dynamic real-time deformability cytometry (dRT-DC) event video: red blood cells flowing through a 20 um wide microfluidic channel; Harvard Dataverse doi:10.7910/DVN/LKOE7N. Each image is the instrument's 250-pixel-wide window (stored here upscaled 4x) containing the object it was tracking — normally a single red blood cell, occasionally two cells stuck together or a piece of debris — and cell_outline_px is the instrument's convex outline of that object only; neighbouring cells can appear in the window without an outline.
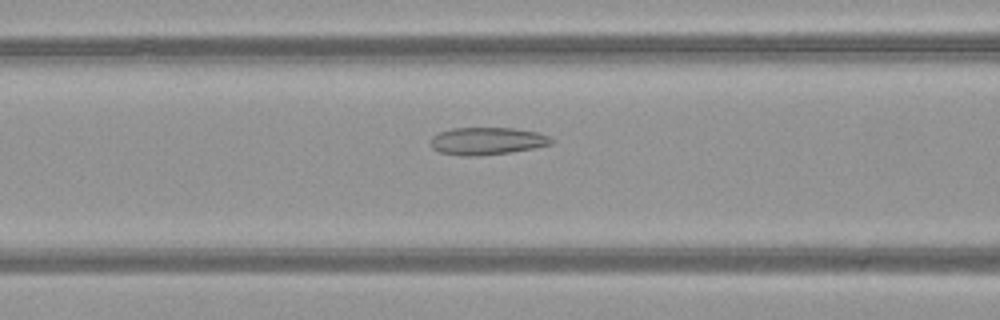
{"species": "common noctule bat (a hibernating species)", "species_latin": "Nyctalus noctula", "temperature_condition": "warm", "stored_images_in_passage": 36, "camera_frame_rate_fps": 3000, "um_per_image_px": 0.085, "animal": {"sex": "female", "body_mass_g": 21.9}, "frame": {"image": 1, "passage_image": 6, "time_ms": 1.667, "image_size_px": [1000, 320], "cell_outline_px": [[552, 144], [536, 148], [480, 156], [464, 156], [440, 152], [432, 148], [432, 136], [440, 132], [452, 128], [512, 128], [536, 132], [548, 136], [552, 140]], "centroid_in_image_um": [41.4, 11.99], "position_along_channel_um": 125.2, "area_um2": 19.13}}
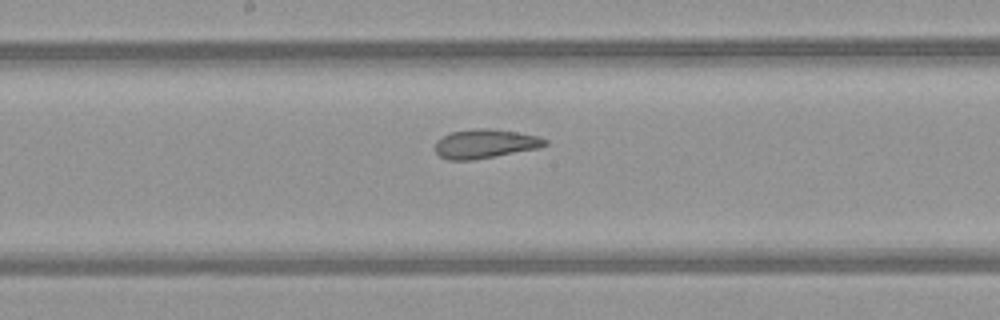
{"frame": {"image": 2, "passage_image": 12, "time_ms": 3.667, "image_size_px": [1000, 320], "cell_outline_px": [[548, 144], [540, 148], [496, 156], [472, 160], [448, 160], [440, 156], [432, 148], [436, 140], [452, 132], [472, 128], [488, 128], [516, 132], [536, 136], [548, 140]], "centroid_in_image_um": [41.2, 12.22], "position_along_channel_um": 207.0, "area_um2": 18.73}}
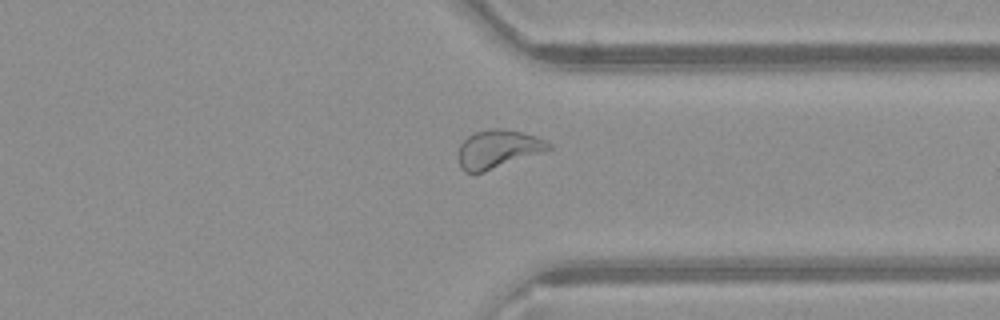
{"frame": {"image": 3, "passage_image": 24, "time_ms": 7.667, "image_size_px": [1000, 320], "cell_outline_px": [[552, 148], [548, 152], [484, 172], [464, 172], [460, 168], [460, 144], [468, 136], [476, 132], [496, 128], [504, 128], [536, 136], [548, 140], [552, 144]], "centroid_in_image_um": [42.43, 12.68], "position_along_channel_um": 369.0, "area_um2": 20.4}, "authors_computed_cell_mechanics": {"area_um2": 19.2474, "velocity_mm_per_s": 4.0752, "shape_relaxation_time_tau1_ms": null, "shape_relaxation_time_tau2_ms": 1.0858, "deformation_change_tau1": null, "deformation_change_tau2": 0.0823}}